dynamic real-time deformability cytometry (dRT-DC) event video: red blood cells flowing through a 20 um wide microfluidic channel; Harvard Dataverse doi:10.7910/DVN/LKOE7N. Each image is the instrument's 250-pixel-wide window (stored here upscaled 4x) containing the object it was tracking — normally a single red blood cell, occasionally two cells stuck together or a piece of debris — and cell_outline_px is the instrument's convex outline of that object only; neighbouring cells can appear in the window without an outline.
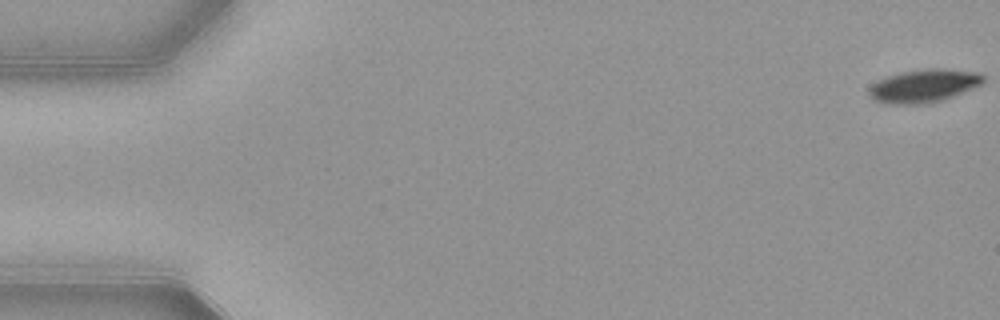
{"species": "common noctule bat (a hibernating species)", "species_latin": "Nyctalus noctula", "temperature_condition": "warm", "stored_images_in_passage": 54, "camera_frame_rate_fps": 3000, "um_per_image_px": 0.085, "animal": {"sex": "female", "body_mass_g": 21.9}, "frame": {"image": 1, "passage_image": 1, "time_ms": 0.0, "image_size_px": [1000, 320], "cell_outline_px": [[984, 84], [944, 100], [924, 104], [884, 104], [872, 100], [868, 96], [868, 88], [876, 80], [900, 72], [928, 68], [940, 68], [980, 72], [984, 76]], "centroid_in_image_um": [78.51, 7.3], "position_along_channel_um": 6.5, "area_um2": 22.6}}
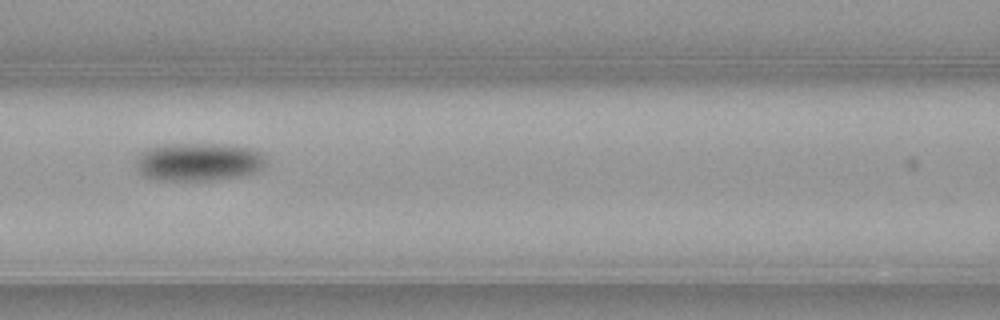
{"frame": {"image": 2, "passage_image": 24, "time_ms": 7.667, "image_size_px": [1000, 320], "cell_outline_px": [[264, 164], [256, 172], [244, 176], [208, 180], [156, 180], [144, 176], [136, 168], [136, 156], [148, 148], [164, 144], [232, 144], [252, 148], [260, 152], [264, 156]], "centroid_in_image_um": [16.86, 13.75], "position_along_channel_um": 149.7, "area_um2": 29.07}}
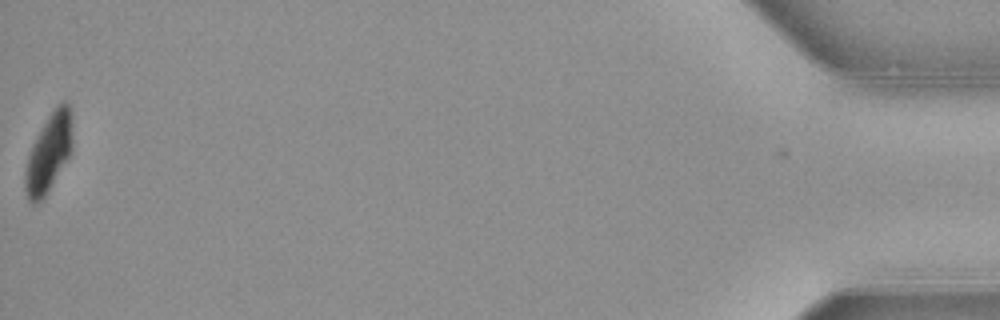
{"frame": {"image": 3, "passage_image": 54, "time_ms": 17.667, "image_size_px": [1000, 320], "cell_outline_px": [[72, 140], [68, 156], [48, 192], [36, 204], [32, 204], [28, 200], [24, 188], [24, 172], [28, 156], [32, 144], [36, 136], [48, 116], [56, 104], [64, 100], [68, 100], [72, 112]], "centroid_in_image_um": [4.13, 12.95], "position_along_channel_um": 431.1, "area_um2": 21.68}, "authors_computed_cell_mechanics": {"area_um2": 25.0852, "velocity_mm_per_s": 3.8748, "shape_relaxation_time_tau1_ms": 1.9319, "shape_relaxation_time_tau2_ms": 4.3538, "deformation_change_tau1": 0.0999, "deformation_change_tau2": 0.0577}}